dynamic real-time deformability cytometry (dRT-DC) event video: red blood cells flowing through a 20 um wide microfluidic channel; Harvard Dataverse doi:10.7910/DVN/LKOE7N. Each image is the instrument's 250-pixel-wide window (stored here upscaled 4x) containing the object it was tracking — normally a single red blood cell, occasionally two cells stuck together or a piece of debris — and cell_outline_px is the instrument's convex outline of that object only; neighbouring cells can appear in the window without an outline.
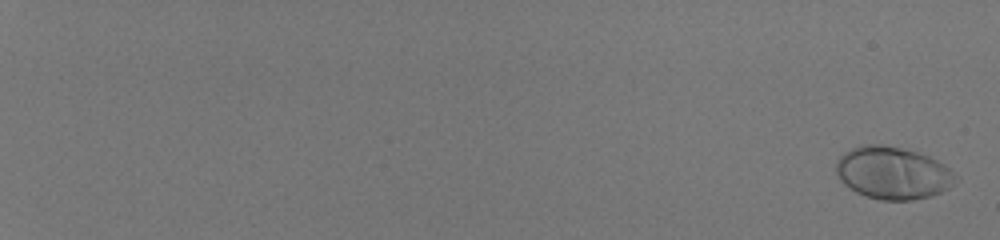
{"species": "human", "species_latin": "Homo sapiens", "temperature_condition": "room temperature", "stored_images_in_passage": 58, "camera_frame_rate_fps": 3000, "um_per_image_px": 0.085, "donor": {"sex": "male"}, "frame": {"image": 1, "passage_image": 2, "time_ms": 0.333, "image_size_px": [1000, 240], "cell_outline_px": [[960, 180], [948, 188], [940, 192], [928, 196], [912, 200], [884, 200], [868, 196], [856, 192], [844, 184], [840, 180], [836, 172], [836, 160], [844, 152], [860, 144], [880, 144], [900, 148], [916, 152], [928, 156], [944, 164]], "centroid_in_image_um": [75.87, 14.69], "position_along_channel_um": 9.1, "area_um2": 36.36}}
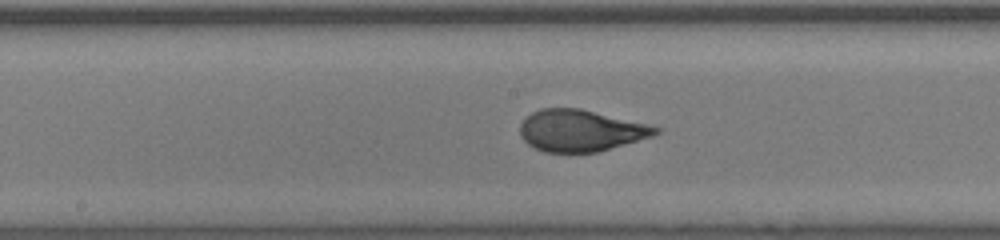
{"frame": {"image": 2, "passage_image": 37, "time_ms": 12.0, "image_size_px": [1000, 240], "cell_outline_px": [[660, 132], [652, 136], [596, 152], [544, 152], [528, 144], [520, 136], [520, 124], [532, 112], [540, 108], [580, 108], [660, 128]], "centroid_in_image_um": [49.3, 11.1], "position_along_channel_um": 198.9, "area_um2": 32.31}}
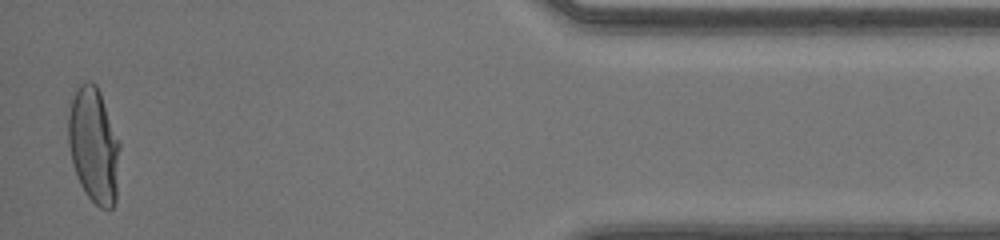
{"frame": {"image": 3, "passage_image": 57, "time_ms": 18.667, "image_size_px": [1000, 240], "cell_outline_px": [[120, 148], [116, 200], [112, 208], [100, 208], [88, 196], [80, 184], [76, 176], [68, 144], [68, 116], [72, 100], [80, 84], [84, 80], [92, 80], [96, 84], [100, 92], [120, 140]], "centroid_in_image_um": [7.99, 12.34], "position_along_channel_um": 427.2, "area_um2": 34.8}, "authors_computed_cell_mechanics": {"area_um2": 33.4662, "velocity_mm_per_s": 4.1361, "shape_relaxation_time_tau1_ms": 5.6037, "shape_relaxation_time_tau2_ms": null, "deformation_change_tau1": 0.247, "deformation_change_tau2": null}}